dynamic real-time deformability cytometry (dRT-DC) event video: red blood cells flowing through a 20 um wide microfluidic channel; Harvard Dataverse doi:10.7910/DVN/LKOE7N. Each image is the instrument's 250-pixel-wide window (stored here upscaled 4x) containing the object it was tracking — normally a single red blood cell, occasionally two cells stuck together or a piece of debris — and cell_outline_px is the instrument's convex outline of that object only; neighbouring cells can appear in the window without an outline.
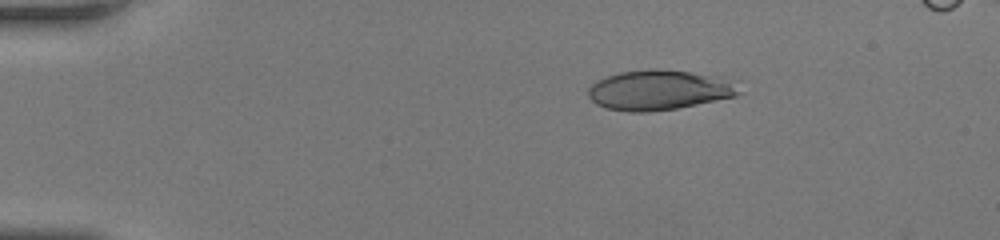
{"species": "human", "species_latin": "Homo sapiens", "temperature_condition": "room temperature", "stored_images_in_passage": 42, "camera_frame_rate_fps": 3000, "um_per_image_px": 0.085, "donor": {"sex": "female"}, "frame": {"image": 1, "passage_image": 1, "time_ms": 0.0, "image_size_px": [1000, 240], "cell_outline_px": [[744, 92], [736, 96], [676, 108], [648, 112], [628, 112], [604, 108], [596, 104], [588, 96], [588, 88], [596, 80], [620, 72], [656, 68], [732, 76]], "centroid_in_image_um": [56.13, 7.63], "position_along_channel_um": 28.9, "area_um2": 36.01}}
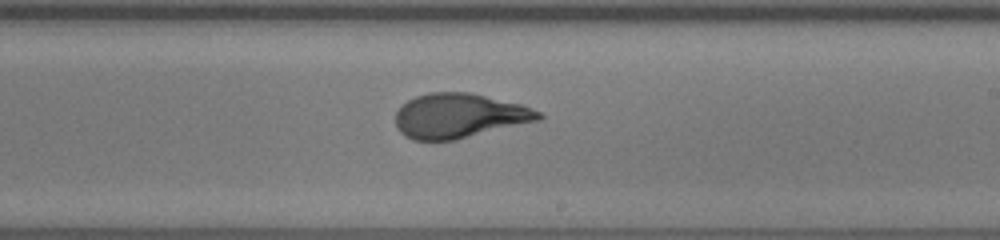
{"frame": {"image": 2, "passage_image": 23, "time_ms": 7.333, "image_size_px": [1000, 240], "cell_outline_px": [[544, 116], [540, 120], [456, 140], [412, 140], [404, 136], [396, 128], [396, 112], [400, 104], [416, 96], [428, 92], [472, 92], [520, 104], [540, 112]], "centroid_in_image_um": [39.0, 9.84], "position_along_channel_um": 250.0, "area_um2": 37.45}}
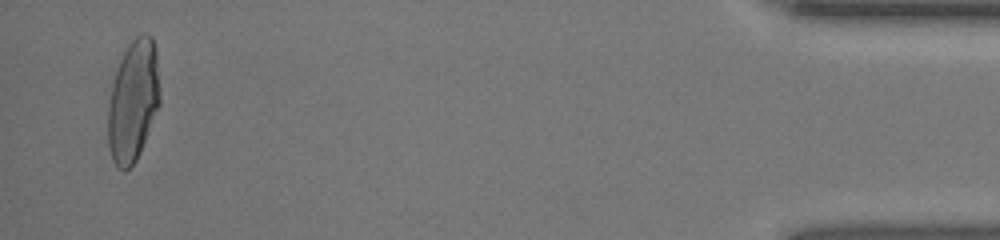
{"frame": {"image": 3, "passage_image": 41, "time_ms": 13.333, "image_size_px": [1000, 240], "cell_outline_px": [[160, 104], [140, 152], [136, 160], [124, 172], [112, 160], [108, 144], [108, 108], [112, 88], [116, 72], [120, 60], [128, 44], [140, 32], [148, 32], [152, 36], [156, 48], [160, 92]], "centroid_in_image_um": [11.34, 8.54], "position_along_channel_um": 423.9, "area_um2": 36.76}, "authors_computed_cell_mechanics": {"area_um2": 36.6741, "velocity_mm_per_s": 4.1876, "shape_relaxation_time_tau1_ms": 5.828, "shape_relaxation_time_tau2_ms": 0.6697, "deformation_change_tau1": 0.2573, "deformation_change_tau2": 0.0702}}